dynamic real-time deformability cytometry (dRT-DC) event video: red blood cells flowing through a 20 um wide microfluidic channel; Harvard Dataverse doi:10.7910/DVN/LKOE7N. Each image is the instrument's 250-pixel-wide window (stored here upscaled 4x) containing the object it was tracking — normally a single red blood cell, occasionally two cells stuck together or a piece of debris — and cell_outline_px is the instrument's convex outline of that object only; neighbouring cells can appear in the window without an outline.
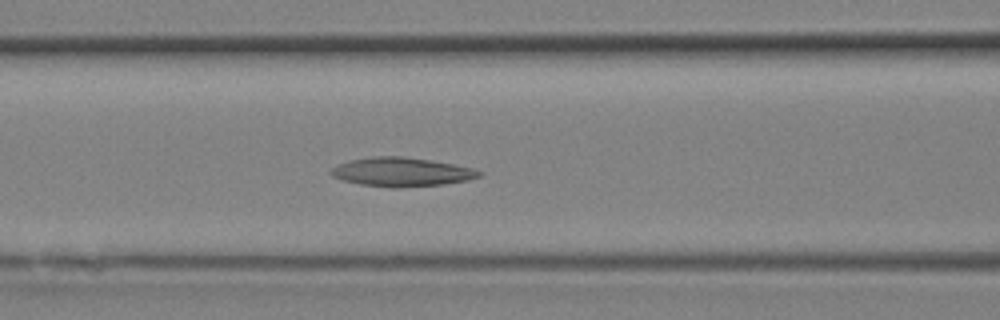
{"species": "Egyptian fruit bat (a non-hibernating species)", "species_latin": "Rousettus aegyptiacus", "temperature_condition": "room temperature", "stored_images_in_passage": 9, "camera_frame_rate_fps": 3000, "um_per_image_px": 0.085, "animal": {"sex": "female"}, "frame": {"image": 1, "passage_image": 9, "time_ms": 2.667, "image_size_px": [1000, 320], "cell_outline_px": [[484, 172], [480, 176], [468, 180], [444, 184], [396, 188], [392, 188], [360, 184], [344, 180], [332, 176], [328, 172], [332, 168], [348, 160], [372, 156], [404, 156], [452, 164], [472, 168]], "centroid_in_image_um": [34.12, 14.62], "position_along_channel_um": 132.5, "area_um2": 24.91}}